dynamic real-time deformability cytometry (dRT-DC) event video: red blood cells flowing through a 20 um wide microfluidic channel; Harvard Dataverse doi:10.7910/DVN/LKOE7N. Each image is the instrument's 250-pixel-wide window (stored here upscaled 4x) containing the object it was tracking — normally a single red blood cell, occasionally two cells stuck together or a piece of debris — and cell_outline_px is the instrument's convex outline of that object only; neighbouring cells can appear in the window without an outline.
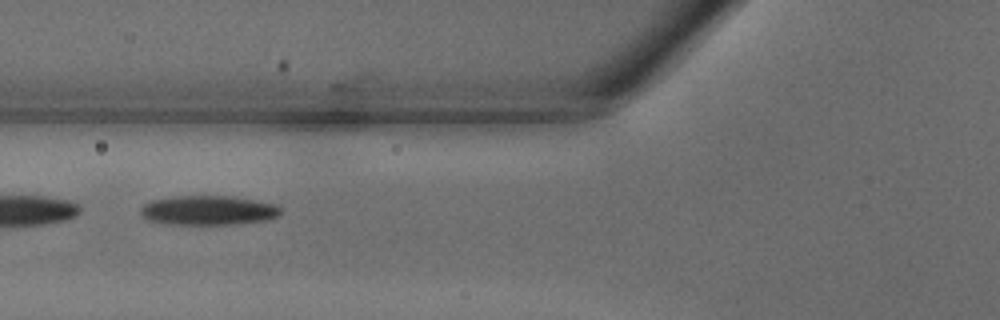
{"species": "common noctule bat (a hibernating species)", "species_latin": "Nyctalus noctula", "temperature_condition": "warm", "stored_images_in_passage": 31, "camera_frame_rate_fps": 3000, "um_per_image_px": 0.085, "animal": {"sex": "male", "body_mass_g": 18.8}, "frame": {"image": 1, "passage_image": 7, "time_ms": 2.0, "image_size_px": [1000, 320], "cell_outline_px": [[280, 216], [264, 220], [236, 224], [168, 224], [148, 220], [140, 212], [140, 208], [144, 204], [152, 200], [176, 196], [232, 196], [272, 204], [280, 208]], "centroid_in_image_um": [17.67, 17.88], "position_along_channel_um": 108.1, "area_um2": 23.76}}
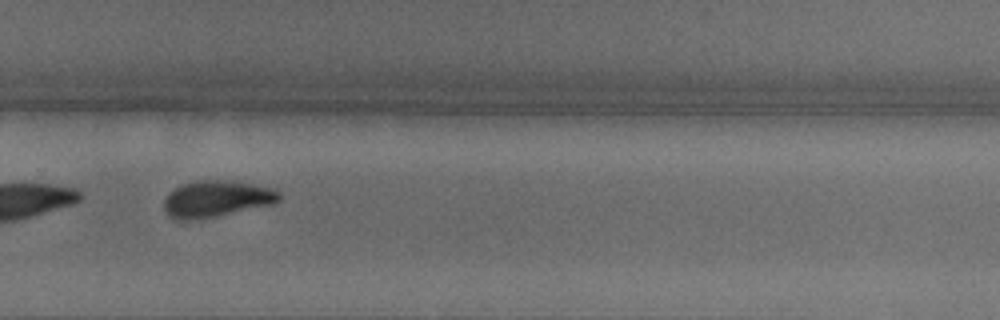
{"frame": {"image": 2, "passage_image": 19, "time_ms": 6.0, "image_size_px": [1000, 320], "cell_outline_px": [[280, 200], [276, 204], [216, 216], [192, 220], [176, 220], [168, 216], [164, 208], [164, 200], [176, 188], [184, 184], [196, 180], [224, 180], [276, 188], [280, 192]], "centroid_in_image_um": [18.45, 16.91], "position_along_channel_um": 311.4, "area_um2": 24.45}}
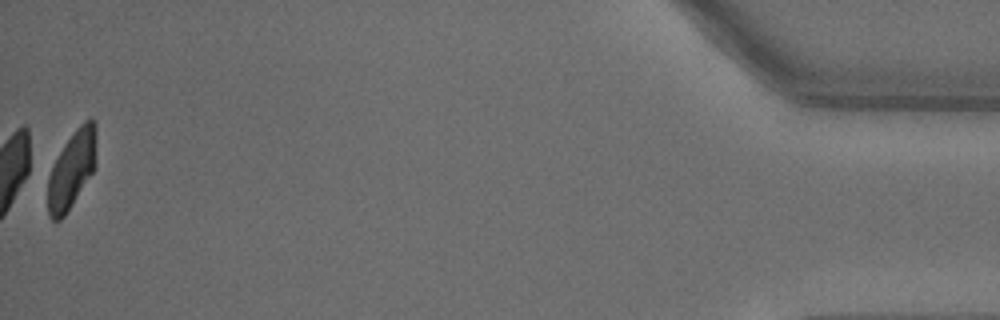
{"frame": {"image": 3, "passage_image": 31, "time_ms": 10.0, "image_size_px": [1000, 320], "cell_outline_px": [[96, 168], [64, 216], [60, 220], [52, 220], [48, 216], [44, 176], [64, 144], [76, 128], [84, 120], [96, 120]], "centroid_in_image_um": [6.04, 14.43], "position_along_channel_um": 429.2, "area_um2": 22.89}}